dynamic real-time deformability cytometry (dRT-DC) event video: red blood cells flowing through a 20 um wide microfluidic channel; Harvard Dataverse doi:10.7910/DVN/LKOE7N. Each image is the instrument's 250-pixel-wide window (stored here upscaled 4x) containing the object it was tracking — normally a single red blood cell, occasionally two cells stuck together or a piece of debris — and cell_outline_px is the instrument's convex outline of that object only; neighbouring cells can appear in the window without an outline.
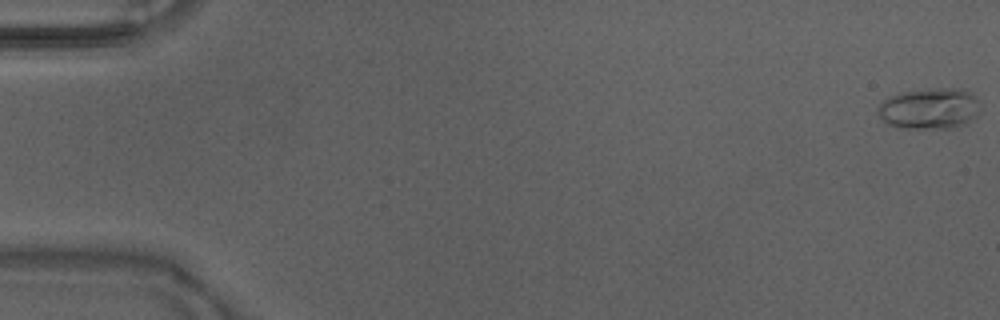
{"species": "Egyptian fruit bat (a non-hibernating species)", "species_latin": "Rousettus aegyptiacus", "temperature_condition": "warm", "stored_images_in_passage": 50, "camera_frame_rate_fps": 3000, "um_per_image_px": 0.085, "animal": {"sex": "male"}, "frame": {"image": 1, "passage_image": 1, "time_ms": 0.0, "image_size_px": [1000, 320], "cell_outline_px": [[976, 116], [968, 124], [952, 128], [896, 128], [888, 124], [876, 112], [876, 108], [888, 96], [900, 92], [944, 88], [964, 88], [972, 92], [976, 96]], "centroid_in_image_um": [78.98, 9.23], "position_along_channel_um": 6.0, "area_um2": 24.57}}
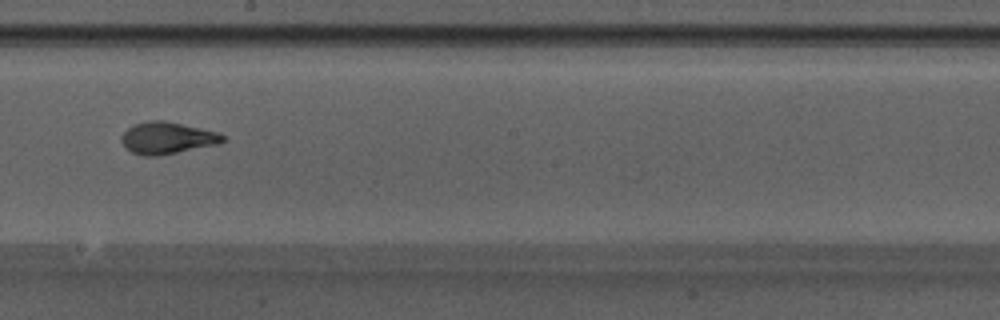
{"frame": {"image": 2, "passage_image": 29, "time_ms": 9.333, "image_size_px": [1000, 320], "cell_outline_px": [[224, 140], [220, 144], [156, 156], [144, 156], [132, 152], [120, 140], [120, 136], [128, 128], [136, 124], [148, 120], [164, 120], [216, 132], [224, 136]], "centroid_in_image_um": [14.19, 11.73], "position_along_channel_um": 234.0, "area_um2": 18.55}}
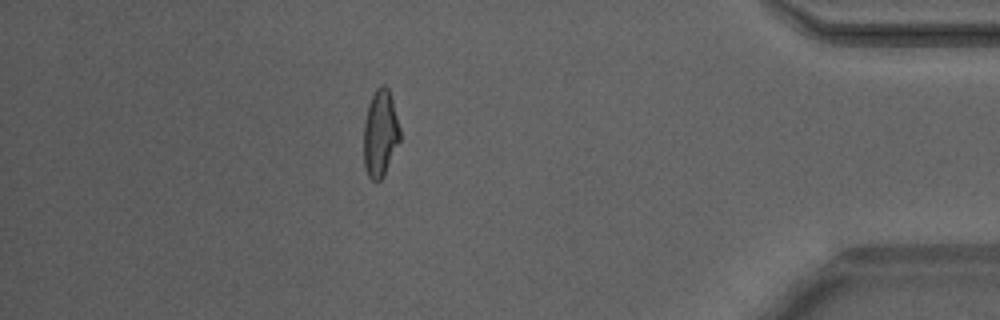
{"frame": {"image": 3, "passage_image": 44, "time_ms": 14.333, "image_size_px": [1000, 320], "cell_outline_px": [[400, 140], [380, 180], [372, 180], [368, 176], [364, 164], [364, 120], [368, 104], [376, 88], [380, 84], [384, 84], [388, 88], [392, 100], [400, 128]], "centroid_in_image_um": [32.31, 11.28], "position_along_channel_um": 402.9, "area_um2": 18.09}, "authors_computed_cell_mechanics": {"area_um2": 18.5827, "velocity_mm_per_s": 4.2174, "shape_relaxation_time_tau1_ms": 7.0928, "shape_relaxation_time_tau2_ms": 0.8985, "deformation_change_tau1": 0.2476, "deformation_change_tau2": 0.0758}}